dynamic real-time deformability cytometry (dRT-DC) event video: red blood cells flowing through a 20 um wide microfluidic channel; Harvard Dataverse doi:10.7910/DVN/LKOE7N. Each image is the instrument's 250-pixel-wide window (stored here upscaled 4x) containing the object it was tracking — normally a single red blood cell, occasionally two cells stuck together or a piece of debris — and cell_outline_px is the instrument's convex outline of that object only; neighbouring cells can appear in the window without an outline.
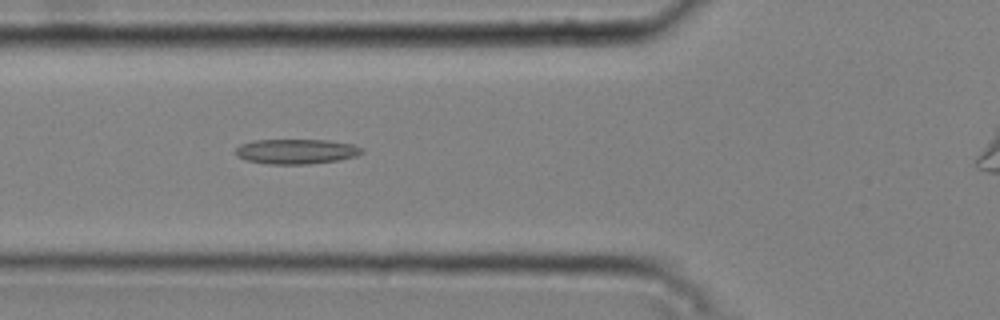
{"species": "common noctule bat (a hibernating species)", "species_latin": "Nyctalus noctula", "temperature_condition": "cold", "stored_images_in_passage": 36, "camera_frame_rate_fps": 3000, "um_per_image_px": 0.085, "animal": {"sex": "male", "body_mass_g": 20.4}, "frame": {"image": 1, "passage_image": 8, "time_ms": 2.333, "image_size_px": [1000, 320], "cell_outline_px": [[364, 152], [356, 156], [340, 160], [308, 164], [268, 164], [244, 160], [236, 156], [236, 148], [240, 144], [252, 140], [328, 140], [352, 144], [364, 148]], "centroid_in_image_um": [25.18, 12.87], "position_along_channel_um": 100.6, "area_um2": 18.55}}
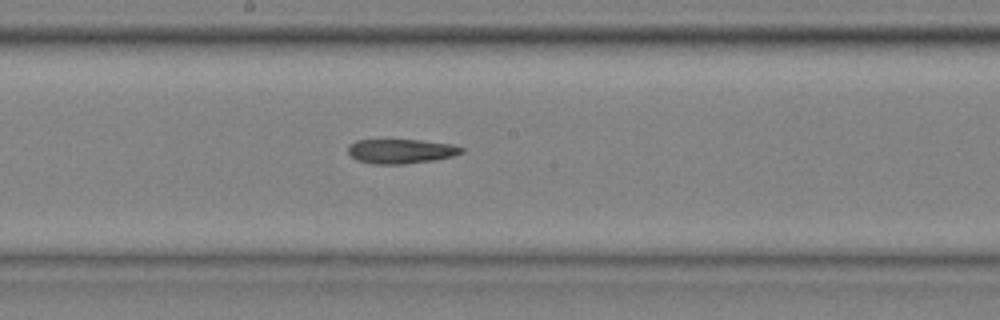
{"frame": {"image": 2, "passage_image": 17, "time_ms": 5.333, "image_size_px": [1000, 320], "cell_outline_px": [[464, 152], [452, 156], [432, 160], [404, 164], [372, 164], [356, 160], [348, 152], [348, 148], [356, 140], [420, 140], [452, 144], [464, 148]], "centroid_in_image_um": [34.09, 12.85], "position_along_channel_um": 214.1, "area_um2": 16.07}}
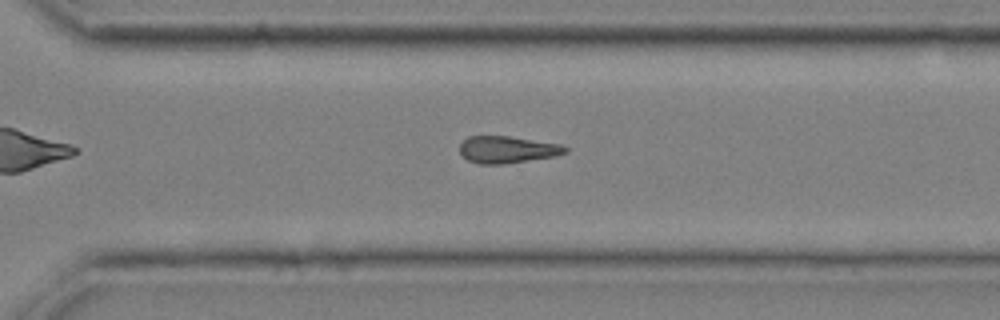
{"frame": {"image": 3, "passage_image": 26, "time_ms": 8.333, "image_size_px": [1000, 320], "cell_outline_px": [[568, 152], [556, 156], [504, 164], [480, 164], [468, 160], [460, 152], [460, 144], [468, 136], [508, 136], [560, 144], [568, 148]], "centroid_in_image_um": [43.13, 12.72], "position_along_channel_um": 327.5, "area_um2": 16.53}}